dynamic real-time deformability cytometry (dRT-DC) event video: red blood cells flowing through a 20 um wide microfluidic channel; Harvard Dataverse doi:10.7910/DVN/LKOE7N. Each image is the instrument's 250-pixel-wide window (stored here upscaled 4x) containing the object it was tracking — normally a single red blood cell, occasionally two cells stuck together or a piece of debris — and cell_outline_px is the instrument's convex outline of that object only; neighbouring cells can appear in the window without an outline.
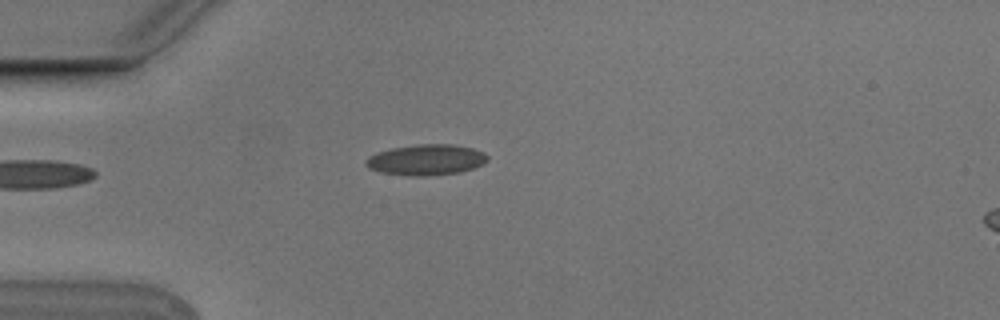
{"species": "Egyptian fruit bat (a non-hibernating species)", "species_latin": "Rousettus aegyptiacus", "temperature_condition": "cold", "stored_images_in_passage": 3, "camera_frame_rate_fps": 3000, "um_per_image_px": 0.085, "animal": {"sex": "male"}, "frame": {"image": 1, "passage_image": 3, "time_ms": 0.667, "image_size_px": [1000, 320], "cell_outline_px": [[488, 160], [484, 164], [460, 172], [428, 176], [412, 176], [380, 172], [368, 168], [364, 164], [364, 160], [368, 156], [392, 148], [416, 144], [452, 144], [472, 148], [484, 152], [488, 156]], "centroid_in_image_um": [36.22, 13.58], "position_along_channel_um": 48.8, "area_um2": 21.91}}